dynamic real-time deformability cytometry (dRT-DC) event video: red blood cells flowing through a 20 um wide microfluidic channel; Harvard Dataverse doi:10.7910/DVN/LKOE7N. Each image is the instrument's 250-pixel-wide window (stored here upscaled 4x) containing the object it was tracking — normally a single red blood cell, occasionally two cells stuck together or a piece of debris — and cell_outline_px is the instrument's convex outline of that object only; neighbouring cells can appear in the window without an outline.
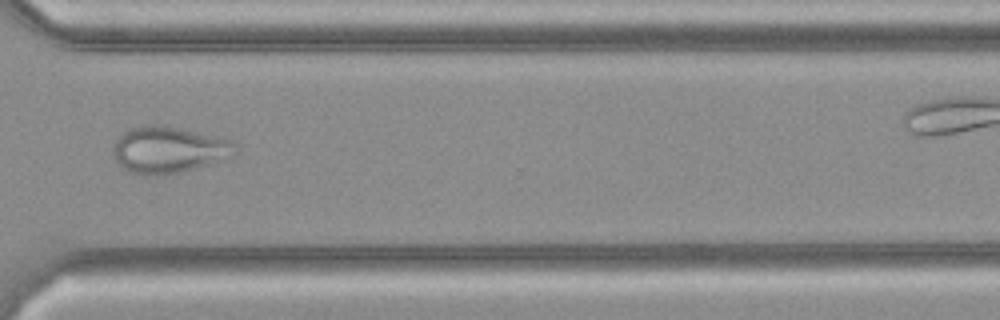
{"species": "common noctule bat (a hibernating species)", "species_latin": "Nyctalus noctula", "temperature_condition": "cold", "stored_images_in_passage": 31, "camera_frame_rate_fps": 3000, "um_per_image_px": 0.085, "animal": {"sex": "female", "body_mass_g": 21.9}, "frame": {"image": 1, "passage_image": 27, "time_ms": 8.667, "image_size_px": [1000, 320], "cell_outline_px": [[240, 148], [232, 156], [224, 160], [212, 164], [180, 172], [160, 176], [148, 176], [128, 172], [116, 160], [112, 148], [116, 140], [128, 128], [152, 124], [160, 124], [180, 128], [232, 140]], "centroid_in_image_um": [14.37, 12.74], "position_along_channel_um": 356.2, "area_um2": 33.52}}